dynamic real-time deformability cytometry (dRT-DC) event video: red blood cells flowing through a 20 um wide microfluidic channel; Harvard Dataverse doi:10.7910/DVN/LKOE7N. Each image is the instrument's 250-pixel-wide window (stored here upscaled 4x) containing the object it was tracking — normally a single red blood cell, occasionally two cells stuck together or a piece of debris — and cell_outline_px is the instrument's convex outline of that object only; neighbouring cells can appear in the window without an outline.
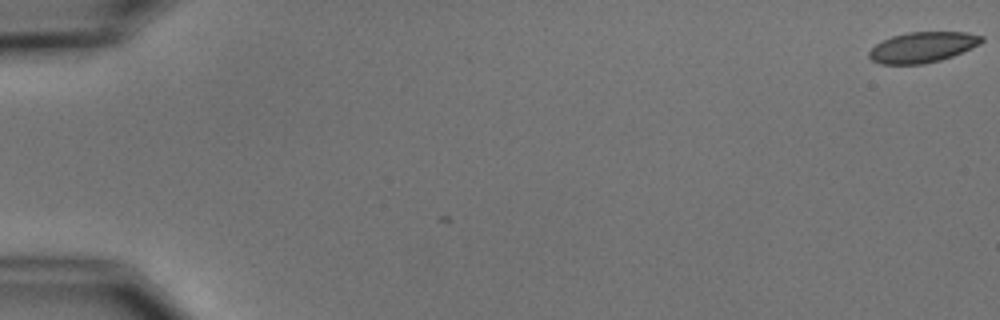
{"species": "common noctule bat (a hibernating species)", "species_latin": "Nyctalus noctula", "temperature_condition": "cold", "stored_images_in_passage": 2, "camera_frame_rate_fps": 3000, "um_per_image_px": 0.085, "animal": {"sex": "male", "body_mass_g": 15.6}, "frame": {"image": 1, "passage_image": 1, "time_ms": 0.0, "image_size_px": [1000, 320], "cell_outline_px": [[984, 40], [980, 44], [952, 56], [940, 60], [924, 64], [880, 64], [872, 60], [868, 56], [868, 52], [876, 44], [892, 36], [908, 32], [964, 32], [984, 36]], "centroid_in_image_um": [78.41, 4.01], "position_along_channel_um": 6.6, "area_um2": 19.94}}